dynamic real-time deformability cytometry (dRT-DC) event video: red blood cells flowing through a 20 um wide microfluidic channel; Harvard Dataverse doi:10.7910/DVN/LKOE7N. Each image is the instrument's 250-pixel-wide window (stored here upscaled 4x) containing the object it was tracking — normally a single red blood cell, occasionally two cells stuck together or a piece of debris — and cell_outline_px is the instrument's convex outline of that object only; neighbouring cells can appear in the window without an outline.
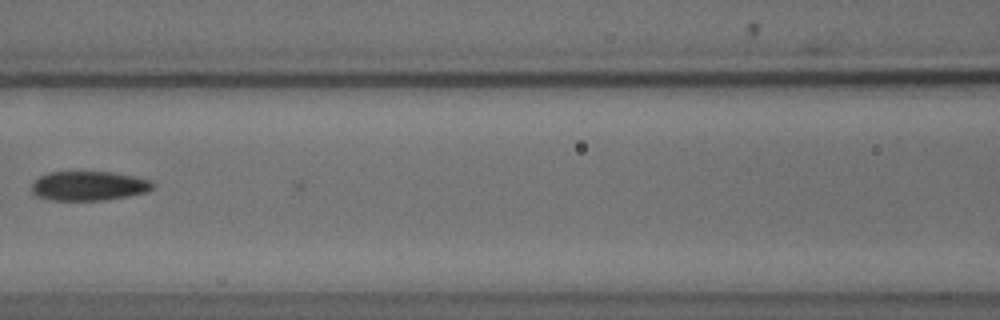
{"species": "common noctule bat (a hibernating species)", "species_latin": "Nyctalus noctula", "temperature_condition": "cold", "stored_images_in_passage": 11, "camera_frame_rate_fps": 3000, "um_per_image_px": 0.085, "animal": {"sex": "male", "body_mass_g": 18.8}, "frame": {"image": 1, "passage_image": 9, "time_ms": 2.667, "image_size_px": [1000, 320], "cell_outline_px": [[156, 184], [148, 192], [104, 200], [48, 200], [36, 196], [32, 192], [32, 184], [40, 176], [48, 172], [112, 172], [152, 180]], "centroid_in_image_um": [7.55, 15.8], "position_along_channel_um": 159.0, "area_um2": 20.75}}